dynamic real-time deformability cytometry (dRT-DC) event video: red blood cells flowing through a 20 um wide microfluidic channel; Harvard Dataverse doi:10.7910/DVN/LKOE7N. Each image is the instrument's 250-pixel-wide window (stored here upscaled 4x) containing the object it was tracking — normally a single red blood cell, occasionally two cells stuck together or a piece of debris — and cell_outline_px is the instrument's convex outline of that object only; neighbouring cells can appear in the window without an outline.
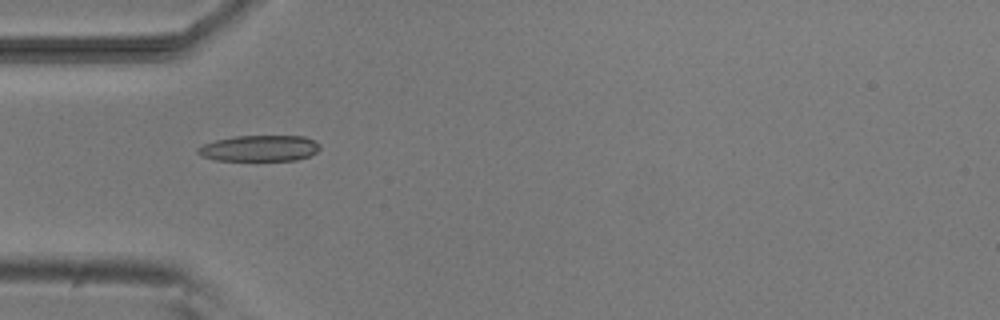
{"species": "common noctule bat (a hibernating species)", "species_latin": "Nyctalus noctula", "temperature_condition": "room temperature", "stored_images_in_passage": 7, "camera_frame_rate_fps": 3000, "um_per_image_px": 0.085, "animal": {"sex": "male", "body_mass_g": 20.5, "forearm_length_mm": 52.5}, "frame": {"image": 1, "passage_image": 2, "time_ms": 1.333, "image_size_px": [1000, 320], "cell_outline_px": [[320, 148], [316, 152], [308, 156], [296, 160], [216, 160], [200, 156], [196, 152], [196, 148], [204, 144], [216, 140], [236, 136], [304, 136], [320, 144]], "centroid_in_image_um": [22.03, 12.6], "position_along_channel_um": 63.0, "area_um2": 18.44}}
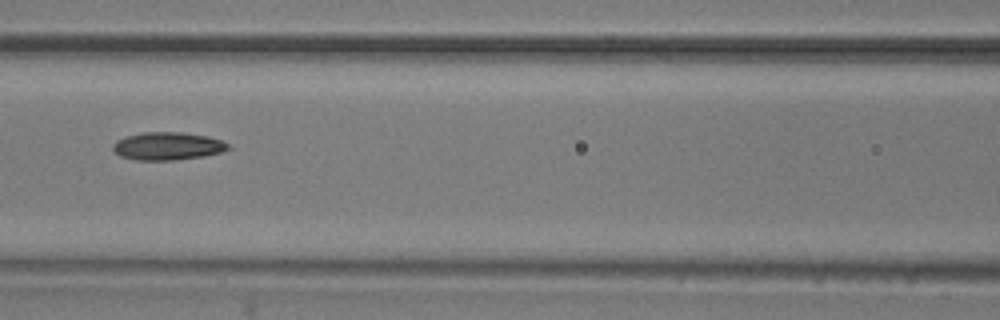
{"frame": {"image": 2, "passage_image": 4, "time_ms": 3.667, "image_size_px": [1000, 320], "cell_outline_px": [[232, 148], [220, 152], [204, 156], [172, 160], [136, 160], [120, 156], [112, 148], [112, 144], [116, 140], [124, 136], [144, 132], [180, 132], [208, 136], [220, 140], [228, 144]], "centroid_in_image_um": [14.22, 12.41], "position_along_channel_um": 152.4, "area_um2": 18.73}}
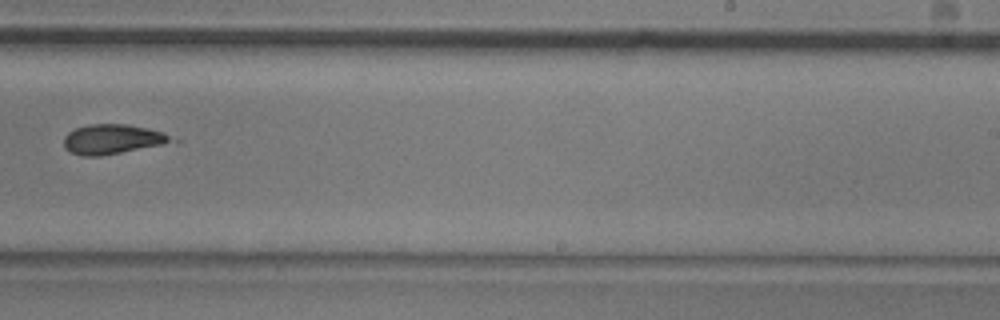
{"frame": {"image": 3, "passage_image": 7, "time_ms": 7.0, "image_size_px": [1000, 320], "cell_outline_px": [[184, 140], [164, 144], [100, 156], [84, 156], [72, 152], [64, 148], [64, 136], [68, 132], [76, 128], [88, 124], [128, 124], [148, 128], [164, 132]], "centroid_in_image_um": [9.64, 11.82], "position_along_channel_um": 279.4, "area_um2": 18.9}}